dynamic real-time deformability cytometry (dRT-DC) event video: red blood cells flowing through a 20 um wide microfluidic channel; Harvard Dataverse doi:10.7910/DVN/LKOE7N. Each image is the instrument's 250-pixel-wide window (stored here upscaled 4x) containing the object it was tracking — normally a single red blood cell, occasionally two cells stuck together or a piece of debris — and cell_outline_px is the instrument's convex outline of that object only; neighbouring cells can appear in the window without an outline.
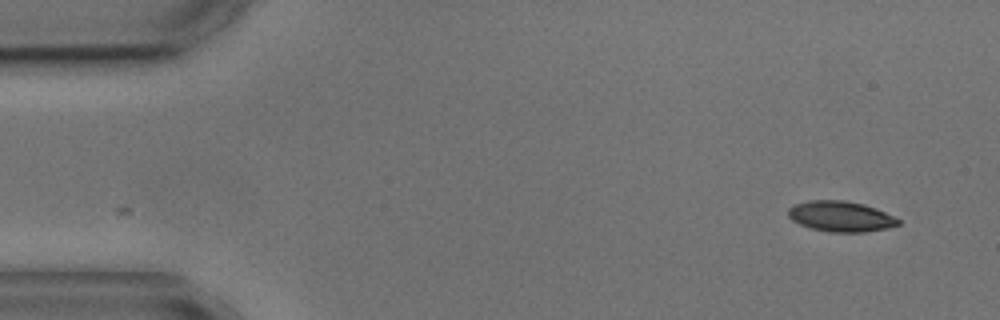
{"species": "common noctule bat (a hibernating species)", "species_latin": "Nyctalus noctula", "temperature_condition": "cold", "stored_images_in_passage": 2, "camera_frame_rate_fps": 3000, "um_per_image_px": 0.085, "animal": {"sex": "male", "body_mass_g": 17.9, "forearm_length_mm": 54.2}, "frame": {"image": 1, "passage_image": 1, "time_ms": 0.0, "image_size_px": [1000, 320], "cell_outline_px": [[900, 224], [888, 228], [864, 232], [832, 232], [812, 228], [800, 224], [792, 220], [788, 216], [788, 208], [796, 204], [808, 200], [844, 200], [864, 204], [876, 208], [900, 220]], "centroid_in_image_um": [71.46, 18.39], "position_along_channel_um": 13.5, "area_um2": 19.48}}